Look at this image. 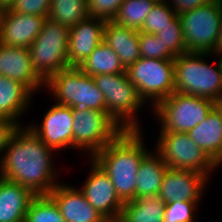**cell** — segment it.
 Wrapping results in <instances>:
<instances>
[{
    "label": "cell",
    "mask_w": 222,
    "mask_h": 222,
    "mask_svg": "<svg viewBox=\"0 0 222 222\" xmlns=\"http://www.w3.org/2000/svg\"><path fill=\"white\" fill-rule=\"evenodd\" d=\"M28 125L18 126L2 157L0 177L28 188L34 195H48L58 184L52 152Z\"/></svg>",
    "instance_id": "1"
},
{
    "label": "cell",
    "mask_w": 222,
    "mask_h": 222,
    "mask_svg": "<svg viewBox=\"0 0 222 222\" xmlns=\"http://www.w3.org/2000/svg\"><path fill=\"white\" fill-rule=\"evenodd\" d=\"M142 130H122L92 159L112 180L123 202L136 199V179L142 159L149 153Z\"/></svg>",
    "instance_id": "2"
},
{
    "label": "cell",
    "mask_w": 222,
    "mask_h": 222,
    "mask_svg": "<svg viewBox=\"0 0 222 222\" xmlns=\"http://www.w3.org/2000/svg\"><path fill=\"white\" fill-rule=\"evenodd\" d=\"M212 55L187 52L177 56L174 59L175 92L202 97L213 102L222 96V59L218 56L217 66H212L205 60Z\"/></svg>",
    "instance_id": "3"
},
{
    "label": "cell",
    "mask_w": 222,
    "mask_h": 222,
    "mask_svg": "<svg viewBox=\"0 0 222 222\" xmlns=\"http://www.w3.org/2000/svg\"><path fill=\"white\" fill-rule=\"evenodd\" d=\"M93 78L104 96L107 114L123 130H141L137 114L146 104L140 98L136 86L128 79L126 72L99 74Z\"/></svg>",
    "instance_id": "4"
},
{
    "label": "cell",
    "mask_w": 222,
    "mask_h": 222,
    "mask_svg": "<svg viewBox=\"0 0 222 222\" xmlns=\"http://www.w3.org/2000/svg\"><path fill=\"white\" fill-rule=\"evenodd\" d=\"M50 90L56 104L106 111L102 92L94 78L79 67H67L51 76L44 84Z\"/></svg>",
    "instance_id": "5"
},
{
    "label": "cell",
    "mask_w": 222,
    "mask_h": 222,
    "mask_svg": "<svg viewBox=\"0 0 222 222\" xmlns=\"http://www.w3.org/2000/svg\"><path fill=\"white\" fill-rule=\"evenodd\" d=\"M70 28L47 18L39 35L29 46L31 65L36 74L46 82L68 64Z\"/></svg>",
    "instance_id": "6"
},
{
    "label": "cell",
    "mask_w": 222,
    "mask_h": 222,
    "mask_svg": "<svg viewBox=\"0 0 222 222\" xmlns=\"http://www.w3.org/2000/svg\"><path fill=\"white\" fill-rule=\"evenodd\" d=\"M125 72L140 98L145 104L151 102L152 108L175 92L174 60L140 57Z\"/></svg>",
    "instance_id": "7"
},
{
    "label": "cell",
    "mask_w": 222,
    "mask_h": 222,
    "mask_svg": "<svg viewBox=\"0 0 222 222\" xmlns=\"http://www.w3.org/2000/svg\"><path fill=\"white\" fill-rule=\"evenodd\" d=\"M213 107L214 102L209 99L173 92L152 108V112L161 123L160 132L187 133L202 123Z\"/></svg>",
    "instance_id": "8"
},
{
    "label": "cell",
    "mask_w": 222,
    "mask_h": 222,
    "mask_svg": "<svg viewBox=\"0 0 222 222\" xmlns=\"http://www.w3.org/2000/svg\"><path fill=\"white\" fill-rule=\"evenodd\" d=\"M178 16L188 52L213 54L221 27L222 0H213Z\"/></svg>",
    "instance_id": "9"
},
{
    "label": "cell",
    "mask_w": 222,
    "mask_h": 222,
    "mask_svg": "<svg viewBox=\"0 0 222 222\" xmlns=\"http://www.w3.org/2000/svg\"><path fill=\"white\" fill-rule=\"evenodd\" d=\"M157 141L154 151L161 156L168 168L199 172L208 179L210 173L219 168L187 133L159 132Z\"/></svg>",
    "instance_id": "10"
},
{
    "label": "cell",
    "mask_w": 222,
    "mask_h": 222,
    "mask_svg": "<svg viewBox=\"0 0 222 222\" xmlns=\"http://www.w3.org/2000/svg\"><path fill=\"white\" fill-rule=\"evenodd\" d=\"M72 116L73 149L81 148L91 158L123 130L106 111L74 107Z\"/></svg>",
    "instance_id": "11"
},
{
    "label": "cell",
    "mask_w": 222,
    "mask_h": 222,
    "mask_svg": "<svg viewBox=\"0 0 222 222\" xmlns=\"http://www.w3.org/2000/svg\"><path fill=\"white\" fill-rule=\"evenodd\" d=\"M90 173L80 190L89 204L110 222H118L124 202L116 193L112 180L92 159Z\"/></svg>",
    "instance_id": "12"
},
{
    "label": "cell",
    "mask_w": 222,
    "mask_h": 222,
    "mask_svg": "<svg viewBox=\"0 0 222 222\" xmlns=\"http://www.w3.org/2000/svg\"><path fill=\"white\" fill-rule=\"evenodd\" d=\"M72 108L53 104L43 116L41 125L28 127L51 149L57 152L67 148L73 149Z\"/></svg>",
    "instance_id": "13"
},
{
    "label": "cell",
    "mask_w": 222,
    "mask_h": 222,
    "mask_svg": "<svg viewBox=\"0 0 222 222\" xmlns=\"http://www.w3.org/2000/svg\"><path fill=\"white\" fill-rule=\"evenodd\" d=\"M209 181L199 172L167 168L158 197L165 204L175 201L201 202Z\"/></svg>",
    "instance_id": "14"
},
{
    "label": "cell",
    "mask_w": 222,
    "mask_h": 222,
    "mask_svg": "<svg viewBox=\"0 0 222 222\" xmlns=\"http://www.w3.org/2000/svg\"><path fill=\"white\" fill-rule=\"evenodd\" d=\"M105 24L106 21L89 16L70 28L68 41L70 67H79L104 41Z\"/></svg>",
    "instance_id": "15"
},
{
    "label": "cell",
    "mask_w": 222,
    "mask_h": 222,
    "mask_svg": "<svg viewBox=\"0 0 222 222\" xmlns=\"http://www.w3.org/2000/svg\"><path fill=\"white\" fill-rule=\"evenodd\" d=\"M0 75L22 83L32 93L45 84L31 65L29 48L0 43Z\"/></svg>",
    "instance_id": "16"
},
{
    "label": "cell",
    "mask_w": 222,
    "mask_h": 222,
    "mask_svg": "<svg viewBox=\"0 0 222 222\" xmlns=\"http://www.w3.org/2000/svg\"><path fill=\"white\" fill-rule=\"evenodd\" d=\"M48 195L57 204L65 222H108L89 204L78 186L60 182Z\"/></svg>",
    "instance_id": "17"
},
{
    "label": "cell",
    "mask_w": 222,
    "mask_h": 222,
    "mask_svg": "<svg viewBox=\"0 0 222 222\" xmlns=\"http://www.w3.org/2000/svg\"><path fill=\"white\" fill-rule=\"evenodd\" d=\"M47 17L21 14L9 8L5 10L0 43L7 46L29 48L42 30Z\"/></svg>",
    "instance_id": "18"
},
{
    "label": "cell",
    "mask_w": 222,
    "mask_h": 222,
    "mask_svg": "<svg viewBox=\"0 0 222 222\" xmlns=\"http://www.w3.org/2000/svg\"><path fill=\"white\" fill-rule=\"evenodd\" d=\"M34 196L23 185L0 177V222H25Z\"/></svg>",
    "instance_id": "19"
},
{
    "label": "cell",
    "mask_w": 222,
    "mask_h": 222,
    "mask_svg": "<svg viewBox=\"0 0 222 222\" xmlns=\"http://www.w3.org/2000/svg\"><path fill=\"white\" fill-rule=\"evenodd\" d=\"M33 96L34 94L22 83L0 75V119L21 126L19 119L29 109Z\"/></svg>",
    "instance_id": "20"
},
{
    "label": "cell",
    "mask_w": 222,
    "mask_h": 222,
    "mask_svg": "<svg viewBox=\"0 0 222 222\" xmlns=\"http://www.w3.org/2000/svg\"><path fill=\"white\" fill-rule=\"evenodd\" d=\"M104 42L119 56L126 69L140 57L139 31L106 21L104 27Z\"/></svg>",
    "instance_id": "21"
},
{
    "label": "cell",
    "mask_w": 222,
    "mask_h": 222,
    "mask_svg": "<svg viewBox=\"0 0 222 222\" xmlns=\"http://www.w3.org/2000/svg\"><path fill=\"white\" fill-rule=\"evenodd\" d=\"M187 134L219 167L222 165V118L215 107Z\"/></svg>",
    "instance_id": "22"
},
{
    "label": "cell",
    "mask_w": 222,
    "mask_h": 222,
    "mask_svg": "<svg viewBox=\"0 0 222 222\" xmlns=\"http://www.w3.org/2000/svg\"><path fill=\"white\" fill-rule=\"evenodd\" d=\"M150 151L140 162L136 179V199L158 196L168 168L161 156Z\"/></svg>",
    "instance_id": "23"
},
{
    "label": "cell",
    "mask_w": 222,
    "mask_h": 222,
    "mask_svg": "<svg viewBox=\"0 0 222 222\" xmlns=\"http://www.w3.org/2000/svg\"><path fill=\"white\" fill-rule=\"evenodd\" d=\"M165 205L158 196L124 202L118 222H163Z\"/></svg>",
    "instance_id": "24"
},
{
    "label": "cell",
    "mask_w": 222,
    "mask_h": 222,
    "mask_svg": "<svg viewBox=\"0 0 222 222\" xmlns=\"http://www.w3.org/2000/svg\"><path fill=\"white\" fill-rule=\"evenodd\" d=\"M79 68L92 77L99 74L124 73L119 56L102 41Z\"/></svg>",
    "instance_id": "25"
},
{
    "label": "cell",
    "mask_w": 222,
    "mask_h": 222,
    "mask_svg": "<svg viewBox=\"0 0 222 222\" xmlns=\"http://www.w3.org/2000/svg\"><path fill=\"white\" fill-rule=\"evenodd\" d=\"M87 17V0H52L47 18L71 28Z\"/></svg>",
    "instance_id": "26"
},
{
    "label": "cell",
    "mask_w": 222,
    "mask_h": 222,
    "mask_svg": "<svg viewBox=\"0 0 222 222\" xmlns=\"http://www.w3.org/2000/svg\"><path fill=\"white\" fill-rule=\"evenodd\" d=\"M159 0H124L112 20L118 25L140 31L146 16Z\"/></svg>",
    "instance_id": "27"
},
{
    "label": "cell",
    "mask_w": 222,
    "mask_h": 222,
    "mask_svg": "<svg viewBox=\"0 0 222 222\" xmlns=\"http://www.w3.org/2000/svg\"><path fill=\"white\" fill-rule=\"evenodd\" d=\"M25 222H65L49 195H35L29 203Z\"/></svg>",
    "instance_id": "28"
},
{
    "label": "cell",
    "mask_w": 222,
    "mask_h": 222,
    "mask_svg": "<svg viewBox=\"0 0 222 222\" xmlns=\"http://www.w3.org/2000/svg\"><path fill=\"white\" fill-rule=\"evenodd\" d=\"M177 16L168 1L159 0L152 8V11L146 16L145 22L139 32L157 34L169 26Z\"/></svg>",
    "instance_id": "29"
},
{
    "label": "cell",
    "mask_w": 222,
    "mask_h": 222,
    "mask_svg": "<svg viewBox=\"0 0 222 222\" xmlns=\"http://www.w3.org/2000/svg\"><path fill=\"white\" fill-rule=\"evenodd\" d=\"M155 35L161 39L165 47L175 57L188 52L179 16H177L169 26L165 27L161 32H158Z\"/></svg>",
    "instance_id": "30"
},
{
    "label": "cell",
    "mask_w": 222,
    "mask_h": 222,
    "mask_svg": "<svg viewBox=\"0 0 222 222\" xmlns=\"http://www.w3.org/2000/svg\"><path fill=\"white\" fill-rule=\"evenodd\" d=\"M139 49L143 58L174 60L176 57L155 34L139 32Z\"/></svg>",
    "instance_id": "31"
},
{
    "label": "cell",
    "mask_w": 222,
    "mask_h": 222,
    "mask_svg": "<svg viewBox=\"0 0 222 222\" xmlns=\"http://www.w3.org/2000/svg\"><path fill=\"white\" fill-rule=\"evenodd\" d=\"M200 202L175 201L166 203L163 222H196Z\"/></svg>",
    "instance_id": "32"
},
{
    "label": "cell",
    "mask_w": 222,
    "mask_h": 222,
    "mask_svg": "<svg viewBox=\"0 0 222 222\" xmlns=\"http://www.w3.org/2000/svg\"><path fill=\"white\" fill-rule=\"evenodd\" d=\"M124 0H87L88 15L92 18L112 21Z\"/></svg>",
    "instance_id": "33"
},
{
    "label": "cell",
    "mask_w": 222,
    "mask_h": 222,
    "mask_svg": "<svg viewBox=\"0 0 222 222\" xmlns=\"http://www.w3.org/2000/svg\"><path fill=\"white\" fill-rule=\"evenodd\" d=\"M52 0H15L9 8L21 14L48 17Z\"/></svg>",
    "instance_id": "34"
},
{
    "label": "cell",
    "mask_w": 222,
    "mask_h": 222,
    "mask_svg": "<svg viewBox=\"0 0 222 222\" xmlns=\"http://www.w3.org/2000/svg\"><path fill=\"white\" fill-rule=\"evenodd\" d=\"M170 6L174 9L177 15L194 10L197 7H200L203 4L209 3L213 0H166ZM170 1V2H169Z\"/></svg>",
    "instance_id": "35"
},
{
    "label": "cell",
    "mask_w": 222,
    "mask_h": 222,
    "mask_svg": "<svg viewBox=\"0 0 222 222\" xmlns=\"http://www.w3.org/2000/svg\"><path fill=\"white\" fill-rule=\"evenodd\" d=\"M18 125L6 119H0V155L2 156L5 148L7 147L9 138L14 133Z\"/></svg>",
    "instance_id": "36"
},
{
    "label": "cell",
    "mask_w": 222,
    "mask_h": 222,
    "mask_svg": "<svg viewBox=\"0 0 222 222\" xmlns=\"http://www.w3.org/2000/svg\"><path fill=\"white\" fill-rule=\"evenodd\" d=\"M216 54V55H215ZM213 56H222V18H221V27H220V33L219 38L215 47V52L213 53Z\"/></svg>",
    "instance_id": "37"
},
{
    "label": "cell",
    "mask_w": 222,
    "mask_h": 222,
    "mask_svg": "<svg viewBox=\"0 0 222 222\" xmlns=\"http://www.w3.org/2000/svg\"><path fill=\"white\" fill-rule=\"evenodd\" d=\"M214 107L216 108V110L220 113V116L222 118V96H220L219 98H217L214 101Z\"/></svg>",
    "instance_id": "38"
},
{
    "label": "cell",
    "mask_w": 222,
    "mask_h": 222,
    "mask_svg": "<svg viewBox=\"0 0 222 222\" xmlns=\"http://www.w3.org/2000/svg\"><path fill=\"white\" fill-rule=\"evenodd\" d=\"M15 0H0V7L8 9L12 6Z\"/></svg>",
    "instance_id": "39"
},
{
    "label": "cell",
    "mask_w": 222,
    "mask_h": 222,
    "mask_svg": "<svg viewBox=\"0 0 222 222\" xmlns=\"http://www.w3.org/2000/svg\"><path fill=\"white\" fill-rule=\"evenodd\" d=\"M5 10L6 9L4 7H0V34H1V28H2L3 16H4Z\"/></svg>",
    "instance_id": "40"
}]
</instances>
